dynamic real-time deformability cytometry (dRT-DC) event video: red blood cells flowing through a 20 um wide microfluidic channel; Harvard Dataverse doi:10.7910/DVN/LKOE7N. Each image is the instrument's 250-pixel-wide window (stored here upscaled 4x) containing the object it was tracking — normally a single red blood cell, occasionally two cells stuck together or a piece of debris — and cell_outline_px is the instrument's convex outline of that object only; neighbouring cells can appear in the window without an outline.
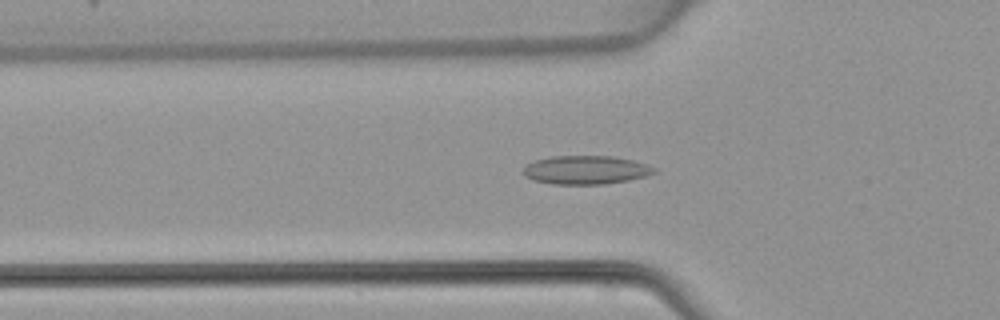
{"species": "common noctule bat (a hibernating species)", "species_latin": "Nyctalus noctula", "temperature_condition": "warm", "stored_images_in_passage": 48, "camera_frame_rate_fps": 3000, "um_per_image_px": 0.085, "animal": {"sex": "female", "body_mass_g": 22.7, "forearm_length_mm": 54.2}, "frame": {"image": 1, "passage_image": 15, "time_ms": 4.667, "image_size_px": [1000, 320], "cell_outline_px": [[656, 172], [644, 176], [628, 180], [604, 184], [552, 184], [532, 180], [524, 176], [524, 168], [528, 164], [536, 160], [552, 156], [612, 156], [632, 160], [656, 168]], "centroid_in_image_um": [49.77, 14.45], "position_along_channel_um": 76.0, "area_um2": 21.62}}
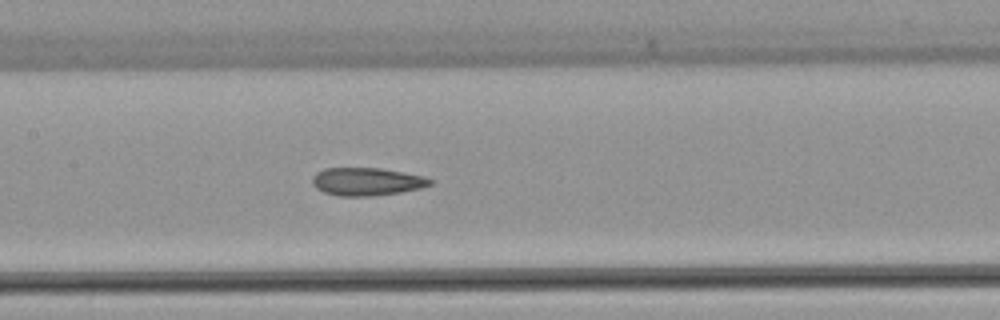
{"frame": {"image": 2, "passage_image": 22, "time_ms": 7.0, "image_size_px": [1000, 320], "cell_outline_px": [[436, 180], [432, 184], [420, 188], [400, 192], [372, 196], [340, 196], [324, 192], [316, 188], [312, 184], [312, 176], [316, 172], [324, 168], [380, 168], [404, 172], [424, 176]], "centroid_in_image_um": [31.18, 15.43], "position_along_channel_um": 176.2, "area_um2": 19.31}}
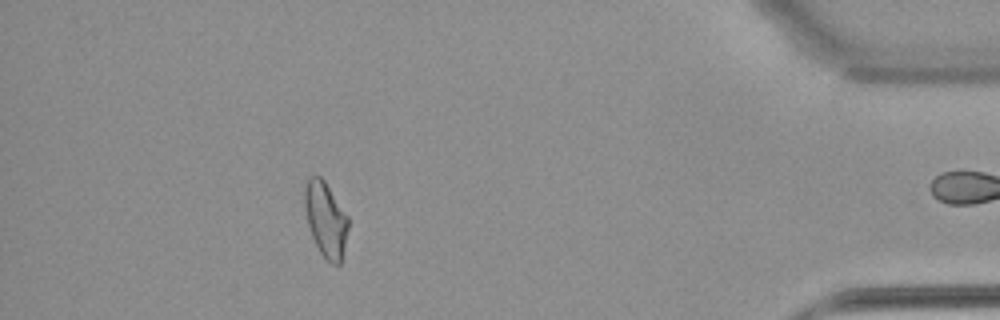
{"frame": {"image": 3, "passage_image": 42, "time_ms": 13.667, "image_size_px": [1000, 320], "cell_outline_px": [[348, 228], [340, 264], [332, 264], [320, 252], [312, 236], [308, 224], [304, 208], [304, 188], [308, 176], [320, 176], [324, 180], [348, 216]], "centroid_in_image_um": [27.66, 18.61], "position_along_channel_um": 407.5, "area_um2": 18.84}}